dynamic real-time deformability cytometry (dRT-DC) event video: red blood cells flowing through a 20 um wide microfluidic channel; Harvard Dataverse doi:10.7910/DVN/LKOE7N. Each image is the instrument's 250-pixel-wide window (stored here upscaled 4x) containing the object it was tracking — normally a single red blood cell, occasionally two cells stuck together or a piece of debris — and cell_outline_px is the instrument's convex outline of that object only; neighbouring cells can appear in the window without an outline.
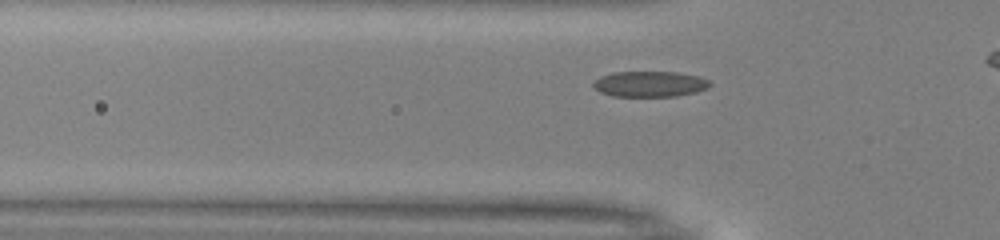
{"species": "common noctule bat (a hibernating species)", "species_latin": "Nyctalus noctula", "temperature_condition": "warm", "stored_images_in_passage": 25, "camera_frame_rate_fps": 3000, "um_per_image_px": 0.085, "animal": {"sex": "male", "body_mass_g": 13.0, "forearm_length_mm": 53.1}, "frame": {"image": 1, "passage_image": 2, "time_ms": 0.333, "image_size_px": [1000, 240], "cell_outline_px": [[712, 84], [708, 88], [696, 92], [676, 96], [612, 96], [600, 92], [592, 84], [600, 76], [612, 72], [680, 72], [700, 76], [708, 80]], "centroid_in_image_um": [55.27, 7.13], "position_along_channel_um": 70.5, "area_um2": 17.51}}
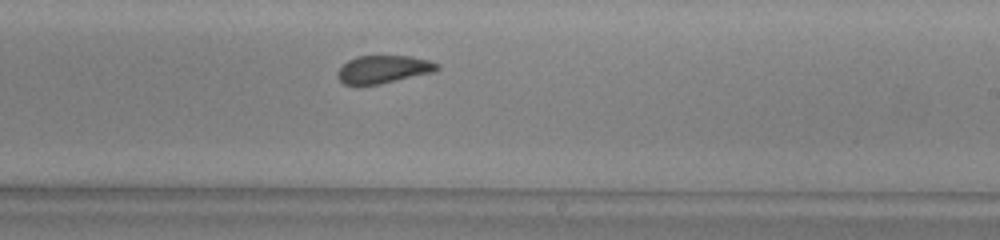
{"frame": {"image": 2, "passage_image": 16, "time_ms": 5.0, "image_size_px": [1000, 240], "cell_outline_px": [[440, 68], [436, 72], [380, 84], [344, 84], [336, 76], [336, 72], [348, 60], [356, 56], [412, 56], [428, 60], [440, 64]], "centroid_in_image_um": [32.63, 5.89], "position_along_channel_um": 256.4, "area_um2": 16.24}}
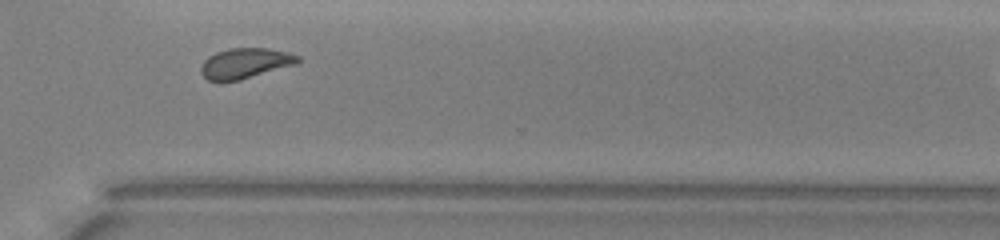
{"frame": {"image": 3, "passage_image": 23, "time_ms": 7.333, "image_size_px": [1000, 240], "cell_outline_px": [[300, 60], [296, 64], [240, 80], [208, 80], [200, 72], [200, 68], [204, 60], [208, 56], [216, 52], [228, 48], [268, 48], [288, 52], [300, 56]], "centroid_in_image_um": [20.84, 5.36], "position_along_channel_um": 349.8, "area_um2": 17.05}, "authors_computed_cell_mechanics": {"area_um2": 17.4556, "velocity_mm_per_s": 3.9838, "shape_relaxation_time_tau1_ms": 5.2422, "shape_relaxation_time_tau2_ms": 1.0679, "deformation_change_tau1": 0.1268, "deformation_change_tau2": 0.0854}}